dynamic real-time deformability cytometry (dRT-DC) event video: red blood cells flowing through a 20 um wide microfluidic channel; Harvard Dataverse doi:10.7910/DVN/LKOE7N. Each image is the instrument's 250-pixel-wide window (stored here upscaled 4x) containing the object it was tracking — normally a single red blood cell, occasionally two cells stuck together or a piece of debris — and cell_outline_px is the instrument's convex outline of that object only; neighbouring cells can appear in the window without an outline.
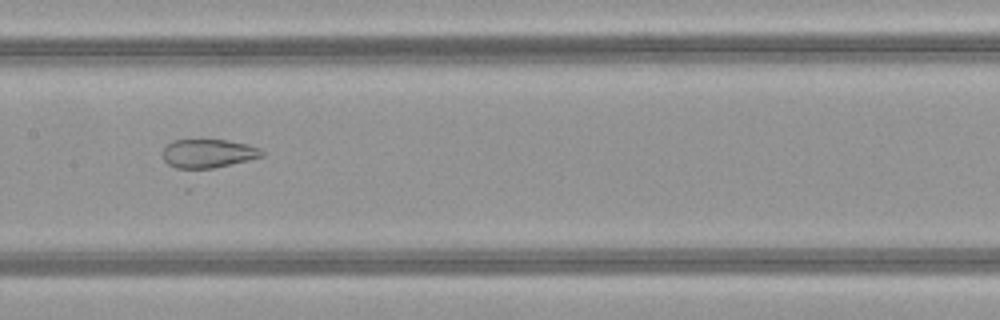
{"species": "common noctule bat (a hibernating species)", "species_latin": "Nyctalus noctula", "temperature_condition": "warm", "stored_images_in_passage": 37, "camera_frame_rate_fps": 3000, "um_per_image_px": 0.085, "animal": {"sex": "female", "body_mass_g": 21.9}, "frame": {"image": 1, "passage_image": 12, "time_ms": 3.667, "image_size_px": [1000, 320], "cell_outline_px": [[264, 156], [248, 160], [212, 168], [188, 172], [184, 172], [168, 164], [164, 160], [160, 152], [172, 140], [228, 140], [248, 144], [260, 148], [264, 152]], "centroid_in_image_um": [17.63, 13.08], "position_along_channel_um": 189.8, "area_um2": 17.17}}
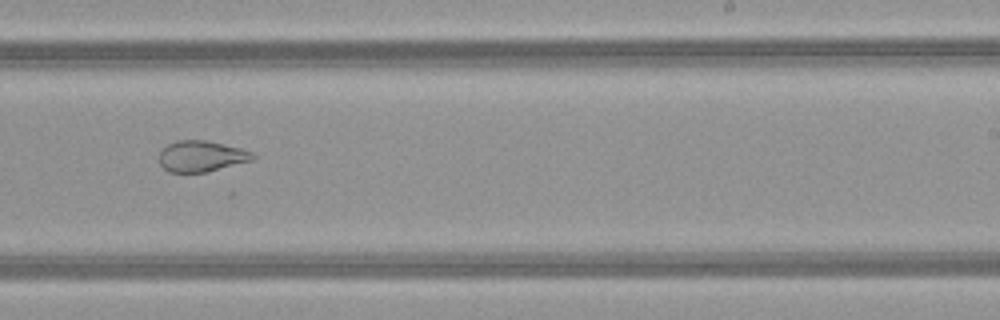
{"frame": {"image": 2, "passage_image": 18, "time_ms": 5.667, "image_size_px": [1000, 320], "cell_outline_px": [[256, 156], [252, 160], [208, 172], [168, 172], [160, 164], [160, 152], [168, 144], [176, 140], [204, 140], [240, 148], [252, 152]], "centroid_in_image_um": [17.11, 13.28], "position_along_channel_um": 271.9, "area_um2": 16.76}}
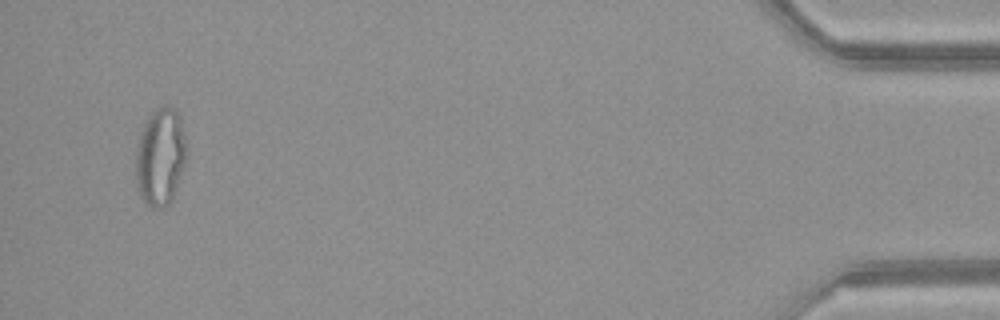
{"frame": {"image": 3, "passage_image": 35, "time_ms": 11.333, "image_size_px": [1000, 320], "cell_outline_px": [[188, 152], [184, 164], [172, 196], [168, 204], [160, 208], [152, 208], [140, 196], [136, 180], [136, 152], [140, 136], [144, 124], [148, 116], [156, 108], [164, 104], [172, 108], [180, 116]], "centroid_in_image_um": [13.63, 13.29], "position_along_channel_um": 421.6, "area_um2": 28.5}, "authors_computed_cell_mechanics": {"area_um2": 21.4438, "velocity_mm_per_s": 4.1321, "shape_relaxation_time_tau1_ms": null, "shape_relaxation_time_tau2_ms": 1.5116, "deformation_change_tau1": null, "deformation_change_tau2": 0.0816}}